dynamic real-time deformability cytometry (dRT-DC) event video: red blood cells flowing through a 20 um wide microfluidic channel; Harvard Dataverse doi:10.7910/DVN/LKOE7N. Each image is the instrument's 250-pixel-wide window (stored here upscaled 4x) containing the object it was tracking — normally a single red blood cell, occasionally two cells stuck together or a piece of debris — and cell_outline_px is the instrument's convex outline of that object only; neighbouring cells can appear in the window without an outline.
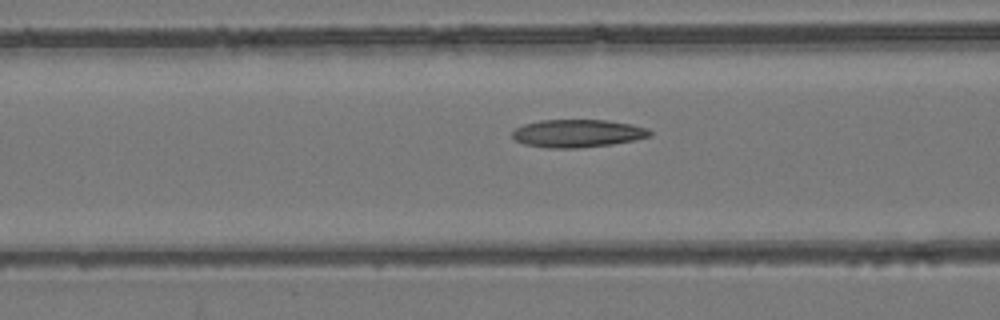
{"species": "common noctule bat (a hibernating species)", "species_latin": "Nyctalus noctula", "temperature_condition": "room temperature", "stored_images_in_passage": 48, "camera_frame_rate_fps": 3000, "um_per_image_px": 0.085, "animal": {"sex": "female", "body_mass_g": 24.6, "forearm_length_mm": 56.2}, "frame": {"image": 1, "passage_image": 16, "time_ms": 5.0, "image_size_px": [1000, 320], "cell_outline_px": [[652, 136], [612, 144], [580, 148], [548, 148], [524, 144], [516, 140], [512, 136], [512, 132], [516, 128], [524, 124], [540, 120], [604, 120], [632, 124], [648, 128], [652, 132]], "centroid_in_image_um": [49.1, 11.34], "position_along_channel_um": 117.5, "area_um2": 22.31}}
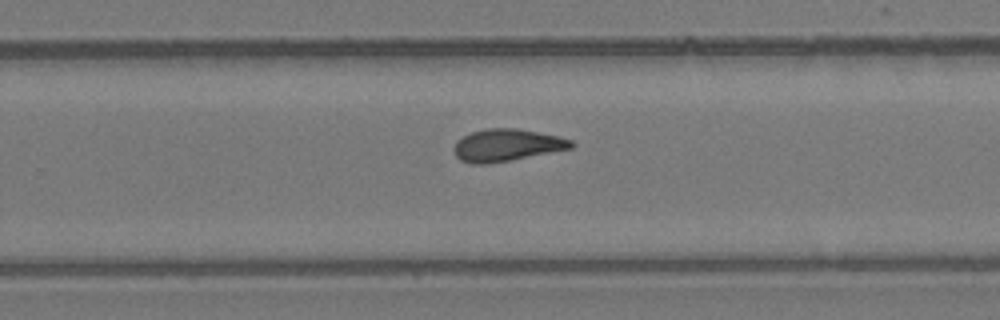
{"frame": {"image": 2, "passage_image": 29, "time_ms": 9.333, "image_size_px": [1000, 320], "cell_outline_px": [[576, 144], [572, 148], [488, 164], [472, 164], [460, 160], [456, 156], [452, 148], [456, 140], [472, 132], [488, 128], [516, 128], [556, 136], [572, 140]], "centroid_in_image_um": [43.03, 12.34], "position_along_channel_um": 286.8, "area_um2": 21.85}}
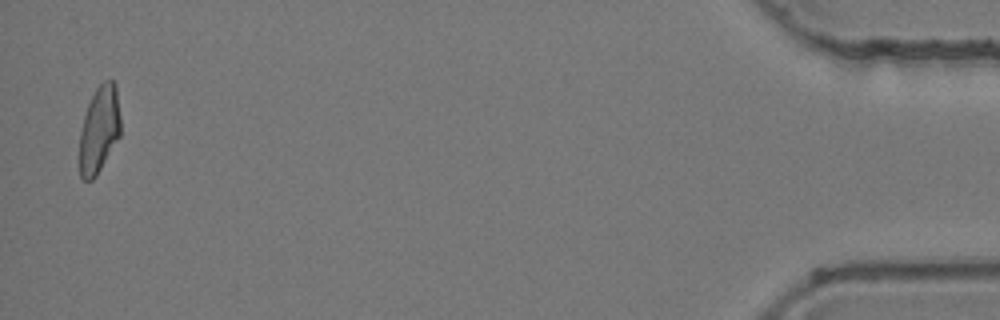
{"frame": {"image": 3, "passage_image": 47, "time_ms": 15.333, "image_size_px": [1000, 320], "cell_outline_px": [[120, 136], [96, 176], [92, 180], [80, 180], [80, 132], [84, 116], [88, 104], [96, 88], [104, 80], [112, 80], [116, 84], [120, 116]], "centroid_in_image_um": [8.44, 11.01], "position_along_channel_um": 426.8, "area_um2": 20.75}, "authors_computed_cell_mechanics": {"area_um2": 21.7906, "velocity_mm_per_s": 3.9102, "shape_relaxation_time_tau1_ms": null, "shape_relaxation_time_tau2_ms": 2.9862, "deformation_change_tau1": null, "deformation_change_tau2": 0.1136}}